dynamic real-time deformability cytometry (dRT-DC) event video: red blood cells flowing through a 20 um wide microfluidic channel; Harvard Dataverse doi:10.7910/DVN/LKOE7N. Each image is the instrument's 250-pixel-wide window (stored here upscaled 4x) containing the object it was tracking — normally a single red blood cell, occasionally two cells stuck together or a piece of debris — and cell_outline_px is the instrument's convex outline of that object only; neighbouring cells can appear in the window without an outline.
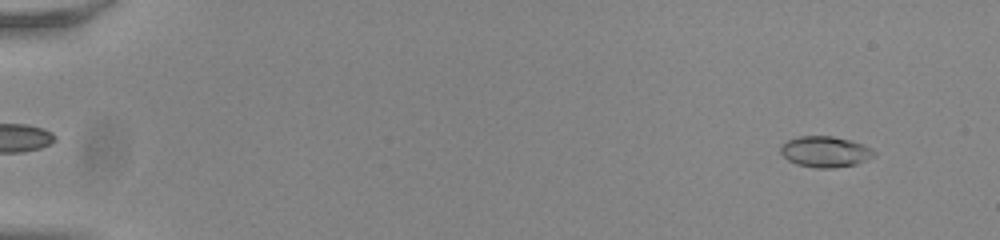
{"species": "common noctule bat (a hibernating species)", "species_latin": "Nyctalus noctula", "temperature_condition": "room temperature", "stored_images_in_passage": 54, "camera_frame_rate_fps": 3000, "um_per_image_px": 0.085, "animal": {"sex": "male", "body_mass_g": 20.0, "forearm_length_mm": 53.3}, "frame": {"image": 1, "passage_image": 4, "time_ms": 1.0, "image_size_px": [1000, 240], "cell_outline_px": [[876, 156], [856, 164], [832, 168], [816, 168], [796, 164], [788, 160], [780, 152], [780, 148], [788, 140], [796, 136], [832, 136], [852, 140], [864, 144], [872, 148], [876, 152]], "centroid_in_image_um": [70.18, 12.89], "position_along_channel_um": 14.8, "area_um2": 16.99}}
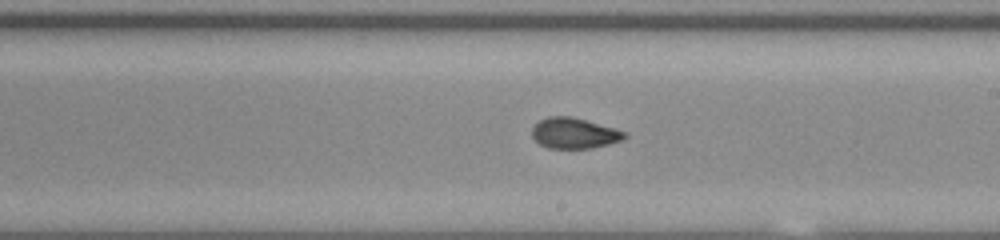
{"frame": {"image": 2, "passage_image": 33, "time_ms": 10.667, "image_size_px": [1000, 240], "cell_outline_px": [[628, 136], [624, 140], [592, 148], [548, 148], [540, 144], [532, 136], [532, 128], [540, 120], [548, 116], [572, 116], [628, 132]], "centroid_in_image_um": [48.84, 11.32], "position_along_channel_um": 240.2, "area_um2": 16.59}}
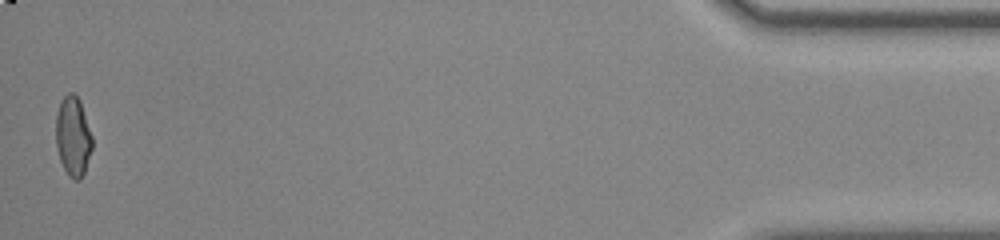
{"frame": {"image": 3, "passage_image": 54, "time_ms": 17.667, "image_size_px": [1000, 240], "cell_outline_px": [[92, 148], [84, 172], [80, 180], [76, 180], [68, 176], [60, 160], [56, 144], [56, 116], [60, 100], [68, 92], [72, 92], [80, 100], [92, 136]], "centroid_in_image_um": [6.2, 11.58], "position_along_channel_um": 429.0, "area_um2": 16.82}, "authors_computed_cell_mechanics": {"area_um2": 16.5886, "velocity_mm_per_s": 3.8561, "shape_relaxation_time_tau1_ms": null, "shape_relaxation_time_tau2_ms": 1.6361, "deformation_change_tau1": null, "deformation_change_tau2": 0.0761}}